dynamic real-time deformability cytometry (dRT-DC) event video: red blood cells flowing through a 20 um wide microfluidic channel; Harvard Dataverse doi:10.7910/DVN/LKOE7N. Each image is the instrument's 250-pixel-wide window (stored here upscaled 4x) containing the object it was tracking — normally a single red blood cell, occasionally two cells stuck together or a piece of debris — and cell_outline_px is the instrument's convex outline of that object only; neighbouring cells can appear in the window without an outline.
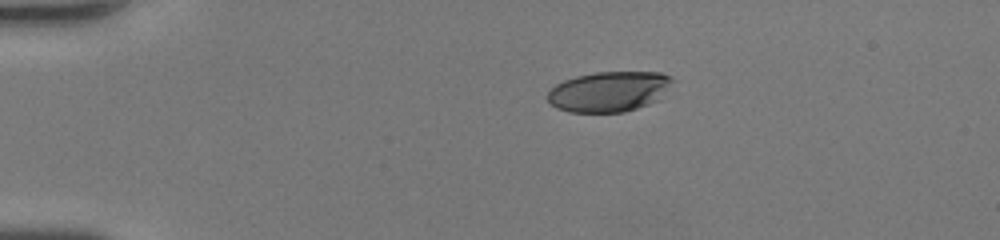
{"species": "human", "species_latin": "Homo sapiens", "temperature_condition": "room temperature", "stored_images_in_passage": 39, "camera_frame_rate_fps": 3000, "um_per_image_px": 0.085, "donor": {"sex": "female"}, "frame": {"image": 1, "passage_image": 1, "time_ms": 0.0, "image_size_px": [1000, 240], "cell_outline_px": [[676, 80], [660, 100], [624, 112], [568, 112], [556, 108], [548, 100], [548, 92], [556, 84], [564, 80], [576, 76], [596, 72], [660, 72], [672, 76]], "centroid_in_image_um": [51.82, 7.77], "position_along_channel_um": 33.2, "area_um2": 29.59}}
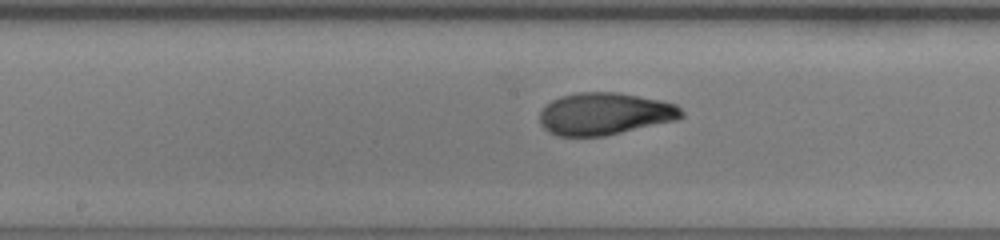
{"frame": {"image": 2, "passage_image": 17, "time_ms": 5.333, "image_size_px": [1000, 240], "cell_outline_px": [[684, 116], [676, 120], [604, 136], [556, 136], [548, 132], [540, 124], [540, 112], [552, 100], [560, 96], [576, 92], [616, 92], [660, 100], [676, 104], [684, 112]], "centroid_in_image_um": [51.39, 9.67], "position_along_channel_um": 196.8, "area_um2": 34.85}}
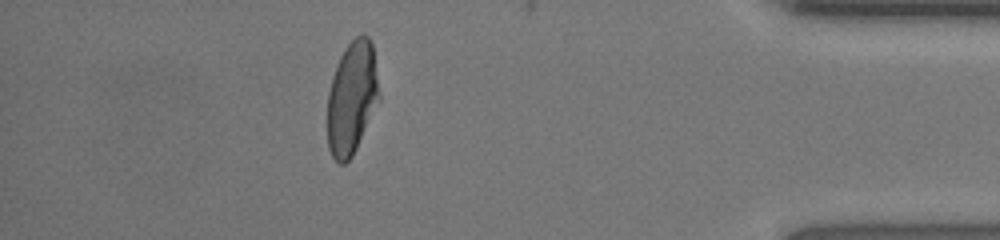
{"frame": {"image": 3, "passage_image": 34, "time_ms": 11.0, "image_size_px": [1000, 240], "cell_outline_px": [[380, 100], [352, 156], [344, 164], [340, 164], [332, 156], [328, 148], [328, 92], [332, 76], [340, 56], [344, 48], [356, 36], [368, 36], [372, 44], [380, 92]], "centroid_in_image_um": [29.91, 8.32], "position_along_channel_um": 405.3, "area_um2": 33.93}, "authors_computed_cell_mechanics": {"area_um2": 34.7378, "velocity_mm_per_s": 4.3825, "shape_relaxation_time_tau1_ms": 6.0408, "shape_relaxation_time_tau2_ms": 0.8814, "deformation_change_tau1": 0.2462, "deformation_change_tau2": 0.0629}}